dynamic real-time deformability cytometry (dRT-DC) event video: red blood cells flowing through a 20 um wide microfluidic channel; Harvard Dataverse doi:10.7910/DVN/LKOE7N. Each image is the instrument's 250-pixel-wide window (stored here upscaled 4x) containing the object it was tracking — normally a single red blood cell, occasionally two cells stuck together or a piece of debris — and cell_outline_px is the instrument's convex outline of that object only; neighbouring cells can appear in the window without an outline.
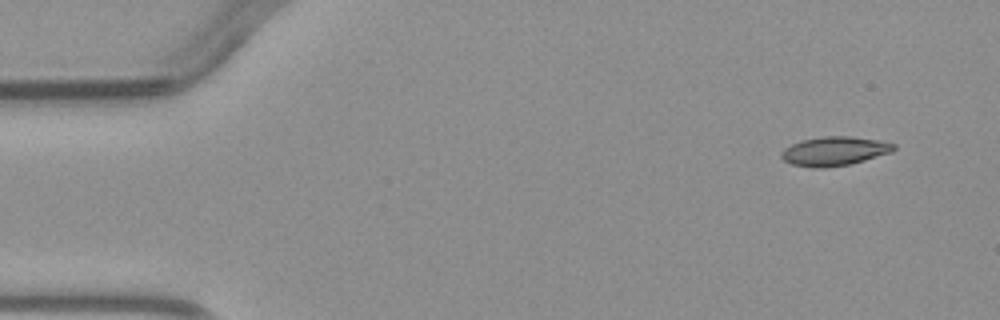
{"species": "common noctule bat (a hibernating species)", "species_latin": "Nyctalus noctula", "temperature_condition": "warm", "stored_images_in_passage": 4, "camera_frame_rate_fps": 3000, "um_per_image_px": 0.085, "animal": {"sex": "male", "body_mass_g": 23.1, "forearm_length_mm": 52.7}, "frame": {"image": 1, "passage_image": 1, "time_ms": 0.0, "image_size_px": [1000, 320], "cell_outline_px": [[896, 148], [892, 152], [864, 160], [848, 164], [824, 168], [812, 168], [792, 164], [784, 160], [780, 156], [780, 152], [784, 148], [792, 144], [804, 140], [824, 136], [852, 136], [880, 140], [896, 144]], "centroid_in_image_um": [70.93, 12.84], "position_along_channel_um": 14.1, "area_um2": 19.02}}
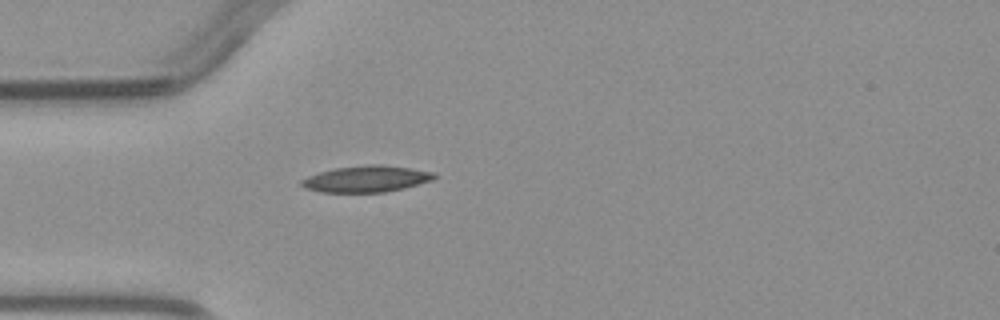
{"frame": {"image": 2, "passage_image": 4, "time_ms": 3.333, "image_size_px": [1000, 320], "cell_outline_px": [[436, 176], [432, 180], [404, 188], [384, 192], [324, 192], [304, 188], [300, 184], [300, 180], [308, 176], [320, 172], [336, 168], [368, 164], [384, 164], [412, 168], [436, 172]], "centroid_in_image_um": [31.16, 15.19], "position_along_channel_um": 53.8, "area_um2": 20.46}}